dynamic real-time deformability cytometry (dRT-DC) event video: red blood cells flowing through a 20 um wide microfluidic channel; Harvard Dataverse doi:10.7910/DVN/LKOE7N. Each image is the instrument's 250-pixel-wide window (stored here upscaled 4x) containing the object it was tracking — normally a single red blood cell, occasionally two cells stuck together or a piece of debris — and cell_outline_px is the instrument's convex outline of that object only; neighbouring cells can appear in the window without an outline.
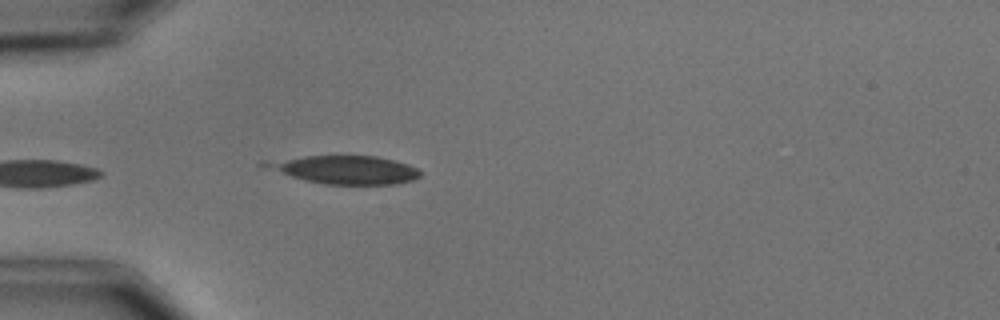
{"species": "common noctule bat (a hibernating species)", "species_latin": "Nyctalus noctula", "temperature_condition": "cold", "stored_images_in_passage": 4, "camera_frame_rate_fps": 3000, "um_per_image_px": 0.085, "animal": {"sex": "male", "body_mass_g": 15.6}, "frame": {"image": 1, "passage_image": 4, "time_ms": 4.333, "image_size_px": [1000, 320], "cell_outline_px": [[420, 176], [412, 180], [396, 184], [324, 184], [304, 180], [260, 168], [256, 164], [260, 160], [304, 156], [376, 156], [396, 160], [408, 164], [416, 168], [420, 172]], "centroid_in_image_um": [29.15, 14.41], "position_along_channel_um": 55.8, "area_um2": 26.01}}